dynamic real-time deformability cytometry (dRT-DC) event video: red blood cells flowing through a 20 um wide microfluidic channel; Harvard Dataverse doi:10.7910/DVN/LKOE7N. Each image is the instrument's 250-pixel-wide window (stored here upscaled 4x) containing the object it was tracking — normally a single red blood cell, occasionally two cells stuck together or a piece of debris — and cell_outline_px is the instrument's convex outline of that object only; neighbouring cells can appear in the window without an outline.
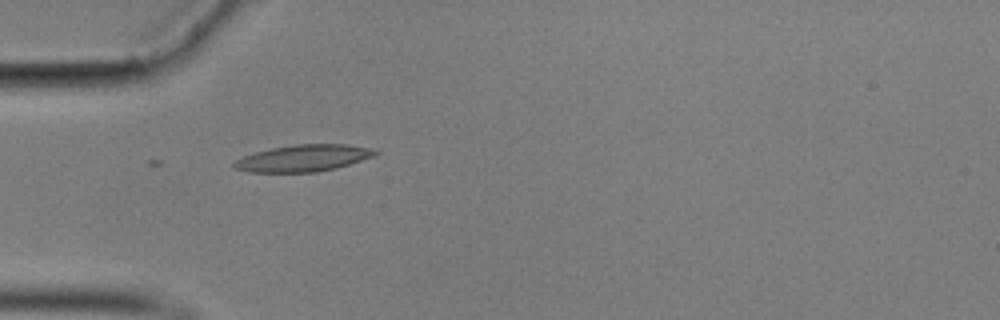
{"species": "common noctule bat (a hibernating species)", "species_latin": "Nyctalus noctula", "temperature_condition": "cold", "stored_images_in_passage": 18, "camera_frame_rate_fps": 3000, "um_per_image_px": 0.085, "animal": {"sex": "male", "body_mass_g": 17.9}, "frame": {"image": 1, "passage_image": 1, "time_ms": 0.0, "image_size_px": [1000, 320], "cell_outline_px": [[380, 152], [376, 156], [336, 168], [316, 172], [248, 172], [232, 168], [232, 164], [236, 160], [244, 156], [256, 152], [272, 148], [296, 144], [348, 144], [372, 148]], "centroid_in_image_um": [25.82, 13.44], "position_along_channel_um": 59.2, "area_um2": 22.08}}
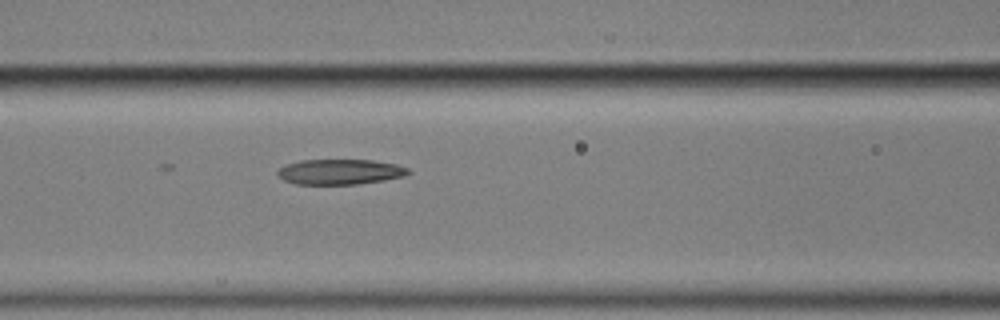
{"frame": {"image": 2, "passage_image": 8, "time_ms": 2.333, "image_size_px": [1000, 320], "cell_outline_px": [[412, 172], [404, 176], [384, 180], [356, 184], [296, 184], [284, 180], [276, 172], [284, 164], [300, 160], [372, 160], [396, 164], [408, 168]], "centroid_in_image_um": [28.9, 14.6], "position_along_channel_um": 137.7, "area_um2": 19.25}}
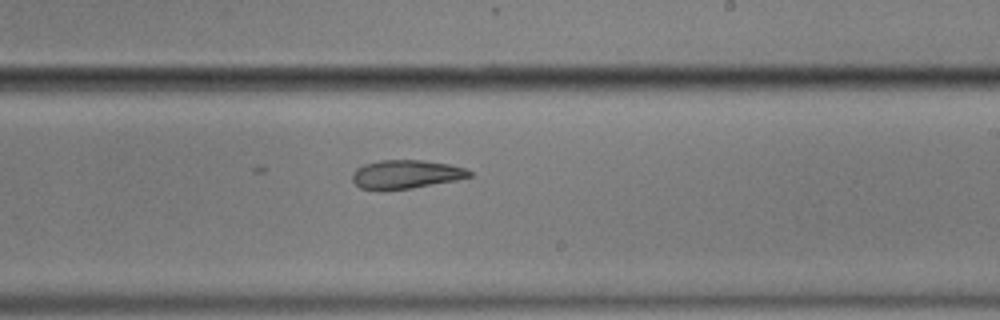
{"frame": {"image": 3, "passage_image": 18, "time_ms": 5.667, "image_size_px": [1000, 320], "cell_outline_px": [[472, 176], [456, 180], [412, 188], [376, 192], [360, 188], [352, 180], [352, 172], [356, 168], [364, 164], [380, 160], [424, 160], [448, 164], [464, 168], [472, 172]], "centroid_in_image_um": [34.44, 14.84], "position_along_channel_um": 254.6, "area_um2": 19.88}}